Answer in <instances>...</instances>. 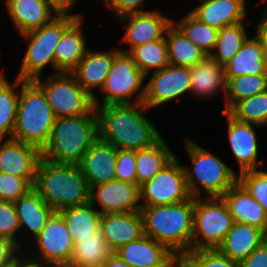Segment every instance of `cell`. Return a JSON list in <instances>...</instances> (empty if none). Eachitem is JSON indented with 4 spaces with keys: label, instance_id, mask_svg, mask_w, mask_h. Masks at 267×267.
Wrapping results in <instances>:
<instances>
[{
    "label": "cell",
    "instance_id": "3957f363",
    "mask_svg": "<svg viewBox=\"0 0 267 267\" xmlns=\"http://www.w3.org/2000/svg\"><path fill=\"white\" fill-rule=\"evenodd\" d=\"M194 197L164 206H141L144 234L176 256L191 251Z\"/></svg>",
    "mask_w": 267,
    "mask_h": 267
},
{
    "label": "cell",
    "instance_id": "b9f144b4",
    "mask_svg": "<svg viewBox=\"0 0 267 267\" xmlns=\"http://www.w3.org/2000/svg\"><path fill=\"white\" fill-rule=\"evenodd\" d=\"M35 178H21L0 172V201L15 202L33 189Z\"/></svg>",
    "mask_w": 267,
    "mask_h": 267
},
{
    "label": "cell",
    "instance_id": "4316f807",
    "mask_svg": "<svg viewBox=\"0 0 267 267\" xmlns=\"http://www.w3.org/2000/svg\"><path fill=\"white\" fill-rule=\"evenodd\" d=\"M225 78L267 75V50L254 36L247 38L237 55L224 66Z\"/></svg>",
    "mask_w": 267,
    "mask_h": 267
},
{
    "label": "cell",
    "instance_id": "bcb514c9",
    "mask_svg": "<svg viewBox=\"0 0 267 267\" xmlns=\"http://www.w3.org/2000/svg\"><path fill=\"white\" fill-rule=\"evenodd\" d=\"M19 247L11 239L0 237V267H6L14 262L18 257L16 254L20 253Z\"/></svg>",
    "mask_w": 267,
    "mask_h": 267
},
{
    "label": "cell",
    "instance_id": "60d3db41",
    "mask_svg": "<svg viewBox=\"0 0 267 267\" xmlns=\"http://www.w3.org/2000/svg\"><path fill=\"white\" fill-rule=\"evenodd\" d=\"M238 181L263 209L267 211V172L256 169L238 173Z\"/></svg>",
    "mask_w": 267,
    "mask_h": 267
},
{
    "label": "cell",
    "instance_id": "603a6c76",
    "mask_svg": "<svg viewBox=\"0 0 267 267\" xmlns=\"http://www.w3.org/2000/svg\"><path fill=\"white\" fill-rule=\"evenodd\" d=\"M191 14L209 26L221 29L225 26L245 22L247 17L245 0H201Z\"/></svg>",
    "mask_w": 267,
    "mask_h": 267
},
{
    "label": "cell",
    "instance_id": "7dc6e473",
    "mask_svg": "<svg viewBox=\"0 0 267 267\" xmlns=\"http://www.w3.org/2000/svg\"><path fill=\"white\" fill-rule=\"evenodd\" d=\"M239 267H267V239H265L246 259L239 263Z\"/></svg>",
    "mask_w": 267,
    "mask_h": 267
},
{
    "label": "cell",
    "instance_id": "9c48e42d",
    "mask_svg": "<svg viewBox=\"0 0 267 267\" xmlns=\"http://www.w3.org/2000/svg\"><path fill=\"white\" fill-rule=\"evenodd\" d=\"M33 81L45 93L56 118L89 113L95 106L91 97L78 83L72 73H52L45 81L41 76Z\"/></svg>",
    "mask_w": 267,
    "mask_h": 267
},
{
    "label": "cell",
    "instance_id": "f1b7e54d",
    "mask_svg": "<svg viewBox=\"0 0 267 267\" xmlns=\"http://www.w3.org/2000/svg\"><path fill=\"white\" fill-rule=\"evenodd\" d=\"M20 230H29L36 237L47 223V218L53 208L49 207L38 193L32 189L26 195L15 201ZM24 227V228H23Z\"/></svg>",
    "mask_w": 267,
    "mask_h": 267
},
{
    "label": "cell",
    "instance_id": "d6a6232c",
    "mask_svg": "<svg viewBox=\"0 0 267 267\" xmlns=\"http://www.w3.org/2000/svg\"><path fill=\"white\" fill-rule=\"evenodd\" d=\"M112 253L99 229L91 237L74 243L70 264L73 267L103 266Z\"/></svg>",
    "mask_w": 267,
    "mask_h": 267
},
{
    "label": "cell",
    "instance_id": "ac0fdd59",
    "mask_svg": "<svg viewBox=\"0 0 267 267\" xmlns=\"http://www.w3.org/2000/svg\"><path fill=\"white\" fill-rule=\"evenodd\" d=\"M117 148L99 138L90 146L78 164L89 187L116 180Z\"/></svg>",
    "mask_w": 267,
    "mask_h": 267
},
{
    "label": "cell",
    "instance_id": "e575fe53",
    "mask_svg": "<svg viewBox=\"0 0 267 267\" xmlns=\"http://www.w3.org/2000/svg\"><path fill=\"white\" fill-rule=\"evenodd\" d=\"M0 138H12L16 122L19 93L16 90L21 86V79L15 78L13 85L0 71ZM16 87V88H15Z\"/></svg>",
    "mask_w": 267,
    "mask_h": 267
},
{
    "label": "cell",
    "instance_id": "6da1fadb",
    "mask_svg": "<svg viewBox=\"0 0 267 267\" xmlns=\"http://www.w3.org/2000/svg\"><path fill=\"white\" fill-rule=\"evenodd\" d=\"M98 118V138L117 149L140 150L157 143L158 128L145 116L143 103L107 104L95 106Z\"/></svg>",
    "mask_w": 267,
    "mask_h": 267
},
{
    "label": "cell",
    "instance_id": "f5cc1de1",
    "mask_svg": "<svg viewBox=\"0 0 267 267\" xmlns=\"http://www.w3.org/2000/svg\"><path fill=\"white\" fill-rule=\"evenodd\" d=\"M167 267H188L178 256Z\"/></svg>",
    "mask_w": 267,
    "mask_h": 267
},
{
    "label": "cell",
    "instance_id": "e0dca14e",
    "mask_svg": "<svg viewBox=\"0 0 267 267\" xmlns=\"http://www.w3.org/2000/svg\"><path fill=\"white\" fill-rule=\"evenodd\" d=\"M42 151L11 138L0 139V172L21 178H35Z\"/></svg>",
    "mask_w": 267,
    "mask_h": 267
},
{
    "label": "cell",
    "instance_id": "7402d4cb",
    "mask_svg": "<svg viewBox=\"0 0 267 267\" xmlns=\"http://www.w3.org/2000/svg\"><path fill=\"white\" fill-rule=\"evenodd\" d=\"M234 222L249 224L267 235V211L237 181L222 196Z\"/></svg>",
    "mask_w": 267,
    "mask_h": 267
},
{
    "label": "cell",
    "instance_id": "2e32d148",
    "mask_svg": "<svg viewBox=\"0 0 267 267\" xmlns=\"http://www.w3.org/2000/svg\"><path fill=\"white\" fill-rule=\"evenodd\" d=\"M221 115L227 117L228 120V140L231 151L239 164L240 173L258 169L257 165L264 164V161L257 162L259 148L254 127L262 126L238 121L226 111H222Z\"/></svg>",
    "mask_w": 267,
    "mask_h": 267
},
{
    "label": "cell",
    "instance_id": "ab89813d",
    "mask_svg": "<svg viewBox=\"0 0 267 267\" xmlns=\"http://www.w3.org/2000/svg\"><path fill=\"white\" fill-rule=\"evenodd\" d=\"M188 267H239L217 249L191 250L178 256Z\"/></svg>",
    "mask_w": 267,
    "mask_h": 267
},
{
    "label": "cell",
    "instance_id": "277c9868",
    "mask_svg": "<svg viewBox=\"0 0 267 267\" xmlns=\"http://www.w3.org/2000/svg\"><path fill=\"white\" fill-rule=\"evenodd\" d=\"M33 189L54 210L86 204L90 187L78 165L54 164L42 158Z\"/></svg>",
    "mask_w": 267,
    "mask_h": 267
},
{
    "label": "cell",
    "instance_id": "5b68a950",
    "mask_svg": "<svg viewBox=\"0 0 267 267\" xmlns=\"http://www.w3.org/2000/svg\"><path fill=\"white\" fill-rule=\"evenodd\" d=\"M55 120L43 90L33 80L21 79L11 139L33 145L42 151L47 145Z\"/></svg>",
    "mask_w": 267,
    "mask_h": 267
},
{
    "label": "cell",
    "instance_id": "ba28073f",
    "mask_svg": "<svg viewBox=\"0 0 267 267\" xmlns=\"http://www.w3.org/2000/svg\"><path fill=\"white\" fill-rule=\"evenodd\" d=\"M233 224L222 197L194 198L191 250L216 249Z\"/></svg>",
    "mask_w": 267,
    "mask_h": 267
},
{
    "label": "cell",
    "instance_id": "d4e9b609",
    "mask_svg": "<svg viewBox=\"0 0 267 267\" xmlns=\"http://www.w3.org/2000/svg\"><path fill=\"white\" fill-rule=\"evenodd\" d=\"M5 6L20 34L40 28L58 15L45 0H5Z\"/></svg>",
    "mask_w": 267,
    "mask_h": 267
},
{
    "label": "cell",
    "instance_id": "8fae6325",
    "mask_svg": "<svg viewBox=\"0 0 267 267\" xmlns=\"http://www.w3.org/2000/svg\"><path fill=\"white\" fill-rule=\"evenodd\" d=\"M190 197L183 165L177 157L140 186V201L144 202L141 206H164Z\"/></svg>",
    "mask_w": 267,
    "mask_h": 267
},
{
    "label": "cell",
    "instance_id": "816d5d0a",
    "mask_svg": "<svg viewBox=\"0 0 267 267\" xmlns=\"http://www.w3.org/2000/svg\"><path fill=\"white\" fill-rule=\"evenodd\" d=\"M103 267H133L126 262H124L117 254L114 252L107 258Z\"/></svg>",
    "mask_w": 267,
    "mask_h": 267
},
{
    "label": "cell",
    "instance_id": "44dd1931",
    "mask_svg": "<svg viewBox=\"0 0 267 267\" xmlns=\"http://www.w3.org/2000/svg\"><path fill=\"white\" fill-rule=\"evenodd\" d=\"M114 253L133 267H167L177 257L164 244L147 235L125 244Z\"/></svg>",
    "mask_w": 267,
    "mask_h": 267
},
{
    "label": "cell",
    "instance_id": "7c38bea8",
    "mask_svg": "<svg viewBox=\"0 0 267 267\" xmlns=\"http://www.w3.org/2000/svg\"><path fill=\"white\" fill-rule=\"evenodd\" d=\"M34 240L40 255L31 258L45 264L70 263L74 242L63 220L62 210L50 212L46 225Z\"/></svg>",
    "mask_w": 267,
    "mask_h": 267
},
{
    "label": "cell",
    "instance_id": "1f68e13d",
    "mask_svg": "<svg viewBox=\"0 0 267 267\" xmlns=\"http://www.w3.org/2000/svg\"><path fill=\"white\" fill-rule=\"evenodd\" d=\"M90 201L83 205L65 208L63 220L74 243L91 237L100 228L101 213Z\"/></svg>",
    "mask_w": 267,
    "mask_h": 267
},
{
    "label": "cell",
    "instance_id": "83f0119b",
    "mask_svg": "<svg viewBox=\"0 0 267 267\" xmlns=\"http://www.w3.org/2000/svg\"><path fill=\"white\" fill-rule=\"evenodd\" d=\"M191 87L190 92L201 97H210L217 91H226L224 67L210 56L189 67Z\"/></svg>",
    "mask_w": 267,
    "mask_h": 267
},
{
    "label": "cell",
    "instance_id": "db71d44e",
    "mask_svg": "<svg viewBox=\"0 0 267 267\" xmlns=\"http://www.w3.org/2000/svg\"><path fill=\"white\" fill-rule=\"evenodd\" d=\"M46 267H73L70 263L46 264Z\"/></svg>",
    "mask_w": 267,
    "mask_h": 267
},
{
    "label": "cell",
    "instance_id": "484cf974",
    "mask_svg": "<svg viewBox=\"0 0 267 267\" xmlns=\"http://www.w3.org/2000/svg\"><path fill=\"white\" fill-rule=\"evenodd\" d=\"M265 239H267V235L261 229L249 224L234 222L232 228L216 249L232 261L240 263Z\"/></svg>",
    "mask_w": 267,
    "mask_h": 267
},
{
    "label": "cell",
    "instance_id": "c3c4849f",
    "mask_svg": "<svg viewBox=\"0 0 267 267\" xmlns=\"http://www.w3.org/2000/svg\"><path fill=\"white\" fill-rule=\"evenodd\" d=\"M46 3L54 9L58 14H71L69 11L77 3L78 0H45Z\"/></svg>",
    "mask_w": 267,
    "mask_h": 267
},
{
    "label": "cell",
    "instance_id": "4dcf8cb0",
    "mask_svg": "<svg viewBox=\"0 0 267 267\" xmlns=\"http://www.w3.org/2000/svg\"><path fill=\"white\" fill-rule=\"evenodd\" d=\"M165 41L170 65L191 67L207 57L173 22L166 30Z\"/></svg>",
    "mask_w": 267,
    "mask_h": 267
},
{
    "label": "cell",
    "instance_id": "681fc988",
    "mask_svg": "<svg viewBox=\"0 0 267 267\" xmlns=\"http://www.w3.org/2000/svg\"><path fill=\"white\" fill-rule=\"evenodd\" d=\"M266 1V0H264ZM267 3V1H266ZM265 12L262 13L263 17L258 22L255 37L260 41V43L266 48L267 50V8H265Z\"/></svg>",
    "mask_w": 267,
    "mask_h": 267
},
{
    "label": "cell",
    "instance_id": "4fadbf2b",
    "mask_svg": "<svg viewBox=\"0 0 267 267\" xmlns=\"http://www.w3.org/2000/svg\"><path fill=\"white\" fill-rule=\"evenodd\" d=\"M189 67L167 65L154 71L145 84L143 104L149 109L161 106L190 92Z\"/></svg>",
    "mask_w": 267,
    "mask_h": 267
},
{
    "label": "cell",
    "instance_id": "d6986e66",
    "mask_svg": "<svg viewBox=\"0 0 267 267\" xmlns=\"http://www.w3.org/2000/svg\"><path fill=\"white\" fill-rule=\"evenodd\" d=\"M119 51V48L107 50V52L88 49L77 67L71 72L76 78L77 83L93 97V103H99L100 100H98L92 89H102L106 77L111 71L114 56Z\"/></svg>",
    "mask_w": 267,
    "mask_h": 267
},
{
    "label": "cell",
    "instance_id": "ee69618b",
    "mask_svg": "<svg viewBox=\"0 0 267 267\" xmlns=\"http://www.w3.org/2000/svg\"><path fill=\"white\" fill-rule=\"evenodd\" d=\"M116 180L137 184L136 151L117 149Z\"/></svg>",
    "mask_w": 267,
    "mask_h": 267
},
{
    "label": "cell",
    "instance_id": "f6af8a7d",
    "mask_svg": "<svg viewBox=\"0 0 267 267\" xmlns=\"http://www.w3.org/2000/svg\"><path fill=\"white\" fill-rule=\"evenodd\" d=\"M144 1L146 0H104V4L119 18L131 13L145 12L144 9H141L144 7Z\"/></svg>",
    "mask_w": 267,
    "mask_h": 267
},
{
    "label": "cell",
    "instance_id": "8d00e7d4",
    "mask_svg": "<svg viewBox=\"0 0 267 267\" xmlns=\"http://www.w3.org/2000/svg\"><path fill=\"white\" fill-rule=\"evenodd\" d=\"M128 54L146 77L150 71L161 70L163 67L169 65L165 37L160 40L138 45L132 48Z\"/></svg>",
    "mask_w": 267,
    "mask_h": 267
},
{
    "label": "cell",
    "instance_id": "8992f818",
    "mask_svg": "<svg viewBox=\"0 0 267 267\" xmlns=\"http://www.w3.org/2000/svg\"><path fill=\"white\" fill-rule=\"evenodd\" d=\"M185 140L192 164L191 168L183 166L190 195L200 198L202 190L206 194L203 197H222L238 181V175L233 168L190 138L185 137Z\"/></svg>",
    "mask_w": 267,
    "mask_h": 267
},
{
    "label": "cell",
    "instance_id": "cb8c5ba5",
    "mask_svg": "<svg viewBox=\"0 0 267 267\" xmlns=\"http://www.w3.org/2000/svg\"><path fill=\"white\" fill-rule=\"evenodd\" d=\"M83 18L78 17L62 34L54 52L55 72L71 73L88 48L83 33Z\"/></svg>",
    "mask_w": 267,
    "mask_h": 267
},
{
    "label": "cell",
    "instance_id": "74e56055",
    "mask_svg": "<svg viewBox=\"0 0 267 267\" xmlns=\"http://www.w3.org/2000/svg\"><path fill=\"white\" fill-rule=\"evenodd\" d=\"M173 23L207 56L212 53L215 48L219 29L199 21L190 12L179 23L175 20H173Z\"/></svg>",
    "mask_w": 267,
    "mask_h": 267
},
{
    "label": "cell",
    "instance_id": "7bdbcfd3",
    "mask_svg": "<svg viewBox=\"0 0 267 267\" xmlns=\"http://www.w3.org/2000/svg\"><path fill=\"white\" fill-rule=\"evenodd\" d=\"M17 232L19 234L20 225L15 202L0 201V237L11 239L20 247Z\"/></svg>",
    "mask_w": 267,
    "mask_h": 267
},
{
    "label": "cell",
    "instance_id": "52a82bcc",
    "mask_svg": "<svg viewBox=\"0 0 267 267\" xmlns=\"http://www.w3.org/2000/svg\"><path fill=\"white\" fill-rule=\"evenodd\" d=\"M82 14H58L49 23L20 34L29 40L17 78L33 80L41 76L43 68L51 63L54 69V52L63 32Z\"/></svg>",
    "mask_w": 267,
    "mask_h": 267
},
{
    "label": "cell",
    "instance_id": "7a4b0ae2",
    "mask_svg": "<svg viewBox=\"0 0 267 267\" xmlns=\"http://www.w3.org/2000/svg\"><path fill=\"white\" fill-rule=\"evenodd\" d=\"M98 139L95 107L86 114L58 117L51 129L42 158L54 164L78 165Z\"/></svg>",
    "mask_w": 267,
    "mask_h": 267
},
{
    "label": "cell",
    "instance_id": "d590c367",
    "mask_svg": "<svg viewBox=\"0 0 267 267\" xmlns=\"http://www.w3.org/2000/svg\"><path fill=\"white\" fill-rule=\"evenodd\" d=\"M225 109L228 112L237 102L267 90V75H242L225 78Z\"/></svg>",
    "mask_w": 267,
    "mask_h": 267
},
{
    "label": "cell",
    "instance_id": "f907efd6",
    "mask_svg": "<svg viewBox=\"0 0 267 267\" xmlns=\"http://www.w3.org/2000/svg\"><path fill=\"white\" fill-rule=\"evenodd\" d=\"M19 257L20 255L16 258V267H46V264L44 262L35 260L33 258L31 259V257H29V260L27 259V257H25L24 259L22 257Z\"/></svg>",
    "mask_w": 267,
    "mask_h": 267
},
{
    "label": "cell",
    "instance_id": "f546056e",
    "mask_svg": "<svg viewBox=\"0 0 267 267\" xmlns=\"http://www.w3.org/2000/svg\"><path fill=\"white\" fill-rule=\"evenodd\" d=\"M175 157L164 138L148 148L136 150L137 185L140 187L151 180Z\"/></svg>",
    "mask_w": 267,
    "mask_h": 267
},
{
    "label": "cell",
    "instance_id": "ffe728a7",
    "mask_svg": "<svg viewBox=\"0 0 267 267\" xmlns=\"http://www.w3.org/2000/svg\"><path fill=\"white\" fill-rule=\"evenodd\" d=\"M99 229L113 252L145 235L141 211L102 214Z\"/></svg>",
    "mask_w": 267,
    "mask_h": 267
},
{
    "label": "cell",
    "instance_id": "836d02e7",
    "mask_svg": "<svg viewBox=\"0 0 267 267\" xmlns=\"http://www.w3.org/2000/svg\"><path fill=\"white\" fill-rule=\"evenodd\" d=\"M247 38L244 22L225 26L219 29L215 48L209 56L224 67L237 55Z\"/></svg>",
    "mask_w": 267,
    "mask_h": 267
},
{
    "label": "cell",
    "instance_id": "9a60e30c",
    "mask_svg": "<svg viewBox=\"0 0 267 267\" xmlns=\"http://www.w3.org/2000/svg\"><path fill=\"white\" fill-rule=\"evenodd\" d=\"M119 19L121 22L124 20L123 24H125L124 26L126 28L122 41L128 42L130 45L127 50H119L126 53L138 45L163 39L167 28L173 22V19H169L167 16L155 10L127 14L119 17Z\"/></svg>",
    "mask_w": 267,
    "mask_h": 267
},
{
    "label": "cell",
    "instance_id": "11a10c76",
    "mask_svg": "<svg viewBox=\"0 0 267 267\" xmlns=\"http://www.w3.org/2000/svg\"><path fill=\"white\" fill-rule=\"evenodd\" d=\"M6 267H16V259L14 260L13 263H11L10 265L6 266Z\"/></svg>",
    "mask_w": 267,
    "mask_h": 267
},
{
    "label": "cell",
    "instance_id": "30bf717a",
    "mask_svg": "<svg viewBox=\"0 0 267 267\" xmlns=\"http://www.w3.org/2000/svg\"><path fill=\"white\" fill-rule=\"evenodd\" d=\"M146 76L136 66L132 57L123 51H119L114 56L111 71L106 77L101 91L105 95L103 102L94 103V106L107 104H130L131 97H134L136 103H143L145 96V86H143ZM141 89V91H140ZM131 100V101H130Z\"/></svg>",
    "mask_w": 267,
    "mask_h": 267
},
{
    "label": "cell",
    "instance_id": "5bb4252c",
    "mask_svg": "<svg viewBox=\"0 0 267 267\" xmlns=\"http://www.w3.org/2000/svg\"><path fill=\"white\" fill-rule=\"evenodd\" d=\"M140 200V187L134 183L113 180L90 187V202H98L101 214L141 211Z\"/></svg>",
    "mask_w": 267,
    "mask_h": 267
},
{
    "label": "cell",
    "instance_id": "f35d334b",
    "mask_svg": "<svg viewBox=\"0 0 267 267\" xmlns=\"http://www.w3.org/2000/svg\"><path fill=\"white\" fill-rule=\"evenodd\" d=\"M228 113L238 121L267 127V90L237 102Z\"/></svg>",
    "mask_w": 267,
    "mask_h": 267
}]
</instances>
